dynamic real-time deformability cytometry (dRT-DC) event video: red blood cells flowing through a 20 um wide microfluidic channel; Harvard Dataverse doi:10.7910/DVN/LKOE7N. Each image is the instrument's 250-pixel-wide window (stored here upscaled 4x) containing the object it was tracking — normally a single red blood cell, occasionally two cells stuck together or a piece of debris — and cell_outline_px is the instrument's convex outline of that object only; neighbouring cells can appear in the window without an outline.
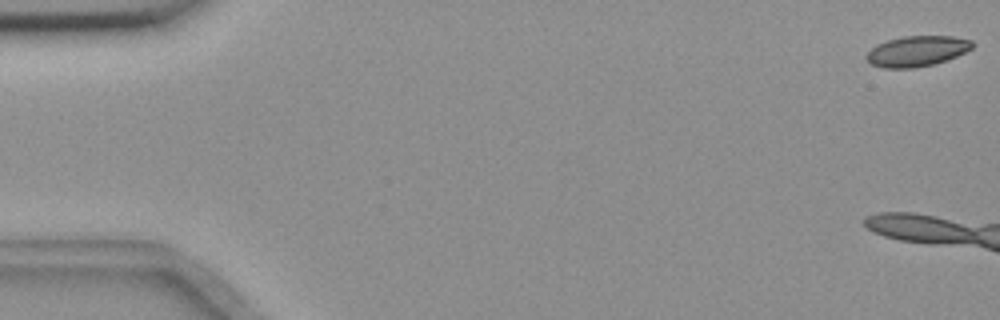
{"species": "common noctule bat (a hibernating species)", "species_latin": "Nyctalus noctula", "temperature_condition": "room temperature", "stored_images_in_passage": 18, "camera_frame_rate_fps": 3000, "um_per_image_px": 0.085, "animal": {"sex": "female", "body_mass_g": 18.4}, "frame": {"image": 1, "passage_image": 1, "time_ms": 0.0, "image_size_px": [1000, 320], "cell_outline_px": [[972, 48], [956, 56], [932, 64], [916, 68], [884, 68], [872, 64], [864, 56], [876, 44], [888, 40], [904, 36], [952, 36], [972, 40]], "centroid_in_image_um": [77.91, 4.34], "position_along_channel_um": 7.1, "area_um2": 18.61}}